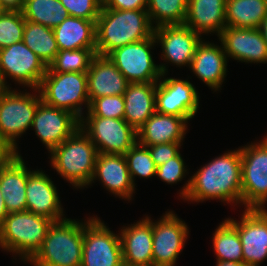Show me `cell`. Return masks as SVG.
I'll use <instances>...</instances> for the list:
<instances>
[{"mask_svg": "<svg viewBox=\"0 0 267 266\" xmlns=\"http://www.w3.org/2000/svg\"><path fill=\"white\" fill-rule=\"evenodd\" d=\"M179 196L191 202L219 199L242 203L240 148L228 151L198 169L182 187Z\"/></svg>", "mask_w": 267, "mask_h": 266, "instance_id": "obj_1", "label": "cell"}, {"mask_svg": "<svg viewBox=\"0 0 267 266\" xmlns=\"http://www.w3.org/2000/svg\"><path fill=\"white\" fill-rule=\"evenodd\" d=\"M146 9L115 10L102 6L96 20V54L107 56L127 44L145 40L154 34Z\"/></svg>", "mask_w": 267, "mask_h": 266, "instance_id": "obj_2", "label": "cell"}, {"mask_svg": "<svg viewBox=\"0 0 267 266\" xmlns=\"http://www.w3.org/2000/svg\"><path fill=\"white\" fill-rule=\"evenodd\" d=\"M49 153L51 166L60 176L76 188L89 186L98 151L80 127Z\"/></svg>", "mask_w": 267, "mask_h": 266, "instance_id": "obj_3", "label": "cell"}, {"mask_svg": "<svg viewBox=\"0 0 267 266\" xmlns=\"http://www.w3.org/2000/svg\"><path fill=\"white\" fill-rule=\"evenodd\" d=\"M83 222L66 218L53 222L41 249L29 261L33 266H81Z\"/></svg>", "mask_w": 267, "mask_h": 266, "instance_id": "obj_4", "label": "cell"}, {"mask_svg": "<svg viewBox=\"0 0 267 266\" xmlns=\"http://www.w3.org/2000/svg\"><path fill=\"white\" fill-rule=\"evenodd\" d=\"M53 222L28 211L10 213L0 227V248L28 262L41 249Z\"/></svg>", "mask_w": 267, "mask_h": 266, "instance_id": "obj_5", "label": "cell"}, {"mask_svg": "<svg viewBox=\"0 0 267 266\" xmlns=\"http://www.w3.org/2000/svg\"><path fill=\"white\" fill-rule=\"evenodd\" d=\"M34 91L40 93L47 105L67 110L79 120L84 114L82 106L87 105L86 111L89 109L87 72H46Z\"/></svg>", "mask_w": 267, "mask_h": 266, "instance_id": "obj_6", "label": "cell"}, {"mask_svg": "<svg viewBox=\"0 0 267 266\" xmlns=\"http://www.w3.org/2000/svg\"><path fill=\"white\" fill-rule=\"evenodd\" d=\"M0 96V143L9 153L19 154L16 139L31 128L40 93L10 90Z\"/></svg>", "mask_w": 267, "mask_h": 266, "instance_id": "obj_7", "label": "cell"}, {"mask_svg": "<svg viewBox=\"0 0 267 266\" xmlns=\"http://www.w3.org/2000/svg\"><path fill=\"white\" fill-rule=\"evenodd\" d=\"M155 44L156 39L153 34L145 40L119 47L107 56L129 83H157L162 75H167L168 69L166 64H155L151 54Z\"/></svg>", "mask_w": 267, "mask_h": 266, "instance_id": "obj_8", "label": "cell"}, {"mask_svg": "<svg viewBox=\"0 0 267 266\" xmlns=\"http://www.w3.org/2000/svg\"><path fill=\"white\" fill-rule=\"evenodd\" d=\"M262 140L240 147L242 205L246 209L266 208L267 136Z\"/></svg>", "mask_w": 267, "mask_h": 266, "instance_id": "obj_9", "label": "cell"}, {"mask_svg": "<svg viewBox=\"0 0 267 266\" xmlns=\"http://www.w3.org/2000/svg\"><path fill=\"white\" fill-rule=\"evenodd\" d=\"M80 128L100 154L124 155L137 142V131L124 119L83 116Z\"/></svg>", "mask_w": 267, "mask_h": 266, "instance_id": "obj_10", "label": "cell"}, {"mask_svg": "<svg viewBox=\"0 0 267 266\" xmlns=\"http://www.w3.org/2000/svg\"><path fill=\"white\" fill-rule=\"evenodd\" d=\"M123 263L119 234H114L100 218L83 223L81 266H120Z\"/></svg>", "mask_w": 267, "mask_h": 266, "instance_id": "obj_11", "label": "cell"}, {"mask_svg": "<svg viewBox=\"0 0 267 266\" xmlns=\"http://www.w3.org/2000/svg\"><path fill=\"white\" fill-rule=\"evenodd\" d=\"M47 68L23 41L0 49V72L6 85L9 77L24 87L38 89Z\"/></svg>", "mask_w": 267, "mask_h": 266, "instance_id": "obj_12", "label": "cell"}, {"mask_svg": "<svg viewBox=\"0 0 267 266\" xmlns=\"http://www.w3.org/2000/svg\"><path fill=\"white\" fill-rule=\"evenodd\" d=\"M188 234L186 223L172 211L157 222L152 221L153 266H175Z\"/></svg>", "mask_w": 267, "mask_h": 266, "instance_id": "obj_13", "label": "cell"}, {"mask_svg": "<svg viewBox=\"0 0 267 266\" xmlns=\"http://www.w3.org/2000/svg\"><path fill=\"white\" fill-rule=\"evenodd\" d=\"M156 83V111L192 119L199 108V95L188 80L173 77L164 78Z\"/></svg>", "mask_w": 267, "mask_h": 266, "instance_id": "obj_14", "label": "cell"}, {"mask_svg": "<svg viewBox=\"0 0 267 266\" xmlns=\"http://www.w3.org/2000/svg\"><path fill=\"white\" fill-rule=\"evenodd\" d=\"M238 230L242 243L243 263L259 266L267 259V210L245 209L241 221L227 218Z\"/></svg>", "mask_w": 267, "mask_h": 266, "instance_id": "obj_15", "label": "cell"}, {"mask_svg": "<svg viewBox=\"0 0 267 266\" xmlns=\"http://www.w3.org/2000/svg\"><path fill=\"white\" fill-rule=\"evenodd\" d=\"M80 127V120L71 112L38 104L31 128L50 152L70 137Z\"/></svg>", "mask_w": 267, "mask_h": 266, "instance_id": "obj_16", "label": "cell"}, {"mask_svg": "<svg viewBox=\"0 0 267 266\" xmlns=\"http://www.w3.org/2000/svg\"><path fill=\"white\" fill-rule=\"evenodd\" d=\"M156 43L162 49V58L179 67L191 66L196 46L201 36L189 27L182 25H163L154 28Z\"/></svg>", "mask_w": 267, "mask_h": 266, "instance_id": "obj_17", "label": "cell"}, {"mask_svg": "<svg viewBox=\"0 0 267 266\" xmlns=\"http://www.w3.org/2000/svg\"><path fill=\"white\" fill-rule=\"evenodd\" d=\"M218 38L227 58L246 63H267V44L259 28L226 26Z\"/></svg>", "mask_w": 267, "mask_h": 266, "instance_id": "obj_18", "label": "cell"}, {"mask_svg": "<svg viewBox=\"0 0 267 266\" xmlns=\"http://www.w3.org/2000/svg\"><path fill=\"white\" fill-rule=\"evenodd\" d=\"M57 191L49 175L42 170H28L25 192L26 210L47 217L54 222L66 219V217L63 218V208Z\"/></svg>", "mask_w": 267, "mask_h": 266, "instance_id": "obj_19", "label": "cell"}, {"mask_svg": "<svg viewBox=\"0 0 267 266\" xmlns=\"http://www.w3.org/2000/svg\"><path fill=\"white\" fill-rule=\"evenodd\" d=\"M28 168L20 154L10 153L0 163V188L8 213L27 211Z\"/></svg>", "mask_w": 267, "mask_h": 266, "instance_id": "obj_20", "label": "cell"}, {"mask_svg": "<svg viewBox=\"0 0 267 266\" xmlns=\"http://www.w3.org/2000/svg\"><path fill=\"white\" fill-rule=\"evenodd\" d=\"M123 262L133 266H153L152 220L146 216L119 233Z\"/></svg>", "mask_w": 267, "mask_h": 266, "instance_id": "obj_21", "label": "cell"}, {"mask_svg": "<svg viewBox=\"0 0 267 266\" xmlns=\"http://www.w3.org/2000/svg\"><path fill=\"white\" fill-rule=\"evenodd\" d=\"M99 179L103 186L119 198L131 200L135 186L132 183L123 154L98 153L91 183Z\"/></svg>", "mask_w": 267, "mask_h": 266, "instance_id": "obj_22", "label": "cell"}, {"mask_svg": "<svg viewBox=\"0 0 267 266\" xmlns=\"http://www.w3.org/2000/svg\"><path fill=\"white\" fill-rule=\"evenodd\" d=\"M90 103L102 96L124 95L129 82L108 56L96 54L87 71Z\"/></svg>", "mask_w": 267, "mask_h": 266, "instance_id": "obj_23", "label": "cell"}, {"mask_svg": "<svg viewBox=\"0 0 267 266\" xmlns=\"http://www.w3.org/2000/svg\"><path fill=\"white\" fill-rule=\"evenodd\" d=\"M222 44L217 46L202 40L195 49L191 70L208 87L219 90L227 70V56Z\"/></svg>", "mask_w": 267, "mask_h": 266, "instance_id": "obj_24", "label": "cell"}, {"mask_svg": "<svg viewBox=\"0 0 267 266\" xmlns=\"http://www.w3.org/2000/svg\"><path fill=\"white\" fill-rule=\"evenodd\" d=\"M188 119L155 112L138 130L137 142L143 146L183 142Z\"/></svg>", "mask_w": 267, "mask_h": 266, "instance_id": "obj_25", "label": "cell"}, {"mask_svg": "<svg viewBox=\"0 0 267 266\" xmlns=\"http://www.w3.org/2000/svg\"><path fill=\"white\" fill-rule=\"evenodd\" d=\"M226 0H188L184 25L200 36L217 33L226 28Z\"/></svg>", "mask_w": 267, "mask_h": 266, "instance_id": "obj_26", "label": "cell"}, {"mask_svg": "<svg viewBox=\"0 0 267 266\" xmlns=\"http://www.w3.org/2000/svg\"><path fill=\"white\" fill-rule=\"evenodd\" d=\"M123 97L124 120L137 131L156 112V83H129Z\"/></svg>", "mask_w": 267, "mask_h": 266, "instance_id": "obj_27", "label": "cell"}, {"mask_svg": "<svg viewBox=\"0 0 267 266\" xmlns=\"http://www.w3.org/2000/svg\"><path fill=\"white\" fill-rule=\"evenodd\" d=\"M96 23L78 17H67L53 31L60 51L96 49Z\"/></svg>", "mask_w": 267, "mask_h": 266, "instance_id": "obj_28", "label": "cell"}, {"mask_svg": "<svg viewBox=\"0 0 267 266\" xmlns=\"http://www.w3.org/2000/svg\"><path fill=\"white\" fill-rule=\"evenodd\" d=\"M226 26L259 28L267 16L265 0H226Z\"/></svg>", "mask_w": 267, "mask_h": 266, "instance_id": "obj_29", "label": "cell"}, {"mask_svg": "<svg viewBox=\"0 0 267 266\" xmlns=\"http://www.w3.org/2000/svg\"><path fill=\"white\" fill-rule=\"evenodd\" d=\"M23 43L48 67L60 51L53 29L25 20Z\"/></svg>", "mask_w": 267, "mask_h": 266, "instance_id": "obj_30", "label": "cell"}, {"mask_svg": "<svg viewBox=\"0 0 267 266\" xmlns=\"http://www.w3.org/2000/svg\"><path fill=\"white\" fill-rule=\"evenodd\" d=\"M24 19L54 29L69 13L59 0H25L21 10Z\"/></svg>", "mask_w": 267, "mask_h": 266, "instance_id": "obj_31", "label": "cell"}, {"mask_svg": "<svg viewBox=\"0 0 267 266\" xmlns=\"http://www.w3.org/2000/svg\"><path fill=\"white\" fill-rule=\"evenodd\" d=\"M213 246L217 261L243 263L242 243L238 230L227 219L220 223L213 234Z\"/></svg>", "mask_w": 267, "mask_h": 266, "instance_id": "obj_32", "label": "cell"}, {"mask_svg": "<svg viewBox=\"0 0 267 266\" xmlns=\"http://www.w3.org/2000/svg\"><path fill=\"white\" fill-rule=\"evenodd\" d=\"M187 7L188 0H147L146 10L151 24L159 27L184 24Z\"/></svg>", "mask_w": 267, "mask_h": 266, "instance_id": "obj_33", "label": "cell"}, {"mask_svg": "<svg viewBox=\"0 0 267 266\" xmlns=\"http://www.w3.org/2000/svg\"><path fill=\"white\" fill-rule=\"evenodd\" d=\"M95 55L96 49L59 51L46 72H87Z\"/></svg>", "mask_w": 267, "mask_h": 266, "instance_id": "obj_34", "label": "cell"}, {"mask_svg": "<svg viewBox=\"0 0 267 266\" xmlns=\"http://www.w3.org/2000/svg\"><path fill=\"white\" fill-rule=\"evenodd\" d=\"M129 174L133 185L135 186V176L140 178H151L156 176L157 166L152 160L150 152L147 147L136 142L124 154Z\"/></svg>", "mask_w": 267, "mask_h": 266, "instance_id": "obj_35", "label": "cell"}, {"mask_svg": "<svg viewBox=\"0 0 267 266\" xmlns=\"http://www.w3.org/2000/svg\"><path fill=\"white\" fill-rule=\"evenodd\" d=\"M24 27L21 11H6L0 16V49L23 41Z\"/></svg>", "mask_w": 267, "mask_h": 266, "instance_id": "obj_36", "label": "cell"}, {"mask_svg": "<svg viewBox=\"0 0 267 266\" xmlns=\"http://www.w3.org/2000/svg\"><path fill=\"white\" fill-rule=\"evenodd\" d=\"M125 101L123 95H108L94 99L86 116L124 119Z\"/></svg>", "mask_w": 267, "mask_h": 266, "instance_id": "obj_37", "label": "cell"}, {"mask_svg": "<svg viewBox=\"0 0 267 266\" xmlns=\"http://www.w3.org/2000/svg\"><path fill=\"white\" fill-rule=\"evenodd\" d=\"M69 16L92 20L96 23L103 6V0H59Z\"/></svg>", "mask_w": 267, "mask_h": 266, "instance_id": "obj_38", "label": "cell"}, {"mask_svg": "<svg viewBox=\"0 0 267 266\" xmlns=\"http://www.w3.org/2000/svg\"><path fill=\"white\" fill-rule=\"evenodd\" d=\"M184 160L179 153L177 156L171 158L168 162L157 167L156 176L163 182L168 184H176L182 181L187 169L185 168Z\"/></svg>", "mask_w": 267, "mask_h": 266, "instance_id": "obj_39", "label": "cell"}, {"mask_svg": "<svg viewBox=\"0 0 267 266\" xmlns=\"http://www.w3.org/2000/svg\"><path fill=\"white\" fill-rule=\"evenodd\" d=\"M181 143L182 142L161 143L146 147L150 152L152 160L158 167L180 153L179 148H181Z\"/></svg>", "mask_w": 267, "mask_h": 266, "instance_id": "obj_40", "label": "cell"}, {"mask_svg": "<svg viewBox=\"0 0 267 266\" xmlns=\"http://www.w3.org/2000/svg\"><path fill=\"white\" fill-rule=\"evenodd\" d=\"M103 5L115 10L146 9L147 0H103Z\"/></svg>", "mask_w": 267, "mask_h": 266, "instance_id": "obj_41", "label": "cell"}, {"mask_svg": "<svg viewBox=\"0 0 267 266\" xmlns=\"http://www.w3.org/2000/svg\"><path fill=\"white\" fill-rule=\"evenodd\" d=\"M25 0H0L7 11H21Z\"/></svg>", "mask_w": 267, "mask_h": 266, "instance_id": "obj_42", "label": "cell"}, {"mask_svg": "<svg viewBox=\"0 0 267 266\" xmlns=\"http://www.w3.org/2000/svg\"><path fill=\"white\" fill-rule=\"evenodd\" d=\"M4 196L1 193V188H0V227L2 226L4 219L7 217L9 214L6 207H5V201H4Z\"/></svg>", "mask_w": 267, "mask_h": 266, "instance_id": "obj_43", "label": "cell"}, {"mask_svg": "<svg viewBox=\"0 0 267 266\" xmlns=\"http://www.w3.org/2000/svg\"><path fill=\"white\" fill-rule=\"evenodd\" d=\"M259 30L262 33V36L267 44V16L262 20Z\"/></svg>", "mask_w": 267, "mask_h": 266, "instance_id": "obj_44", "label": "cell"}, {"mask_svg": "<svg viewBox=\"0 0 267 266\" xmlns=\"http://www.w3.org/2000/svg\"><path fill=\"white\" fill-rule=\"evenodd\" d=\"M216 266H246L244 263L234 261H217Z\"/></svg>", "mask_w": 267, "mask_h": 266, "instance_id": "obj_45", "label": "cell"}, {"mask_svg": "<svg viewBox=\"0 0 267 266\" xmlns=\"http://www.w3.org/2000/svg\"><path fill=\"white\" fill-rule=\"evenodd\" d=\"M9 89V85H6L4 82V79L2 77V74L0 72V96L5 93Z\"/></svg>", "mask_w": 267, "mask_h": 266, "instance_id": "obj_46", "label": "cell"}, {"mask_svg": "<svg viewBox=\"0 0 267 266\" xmlns=\"http://www.w3.org/2000/svg\"><path fill=\"white\" fill-rule=\"evenodd\" d=\"M9 151L0 143V163L9 155Z\"/></svg>", "mask_w": 267, "mask_h": 266, "instance_id": "obj_47", "label": "cell"}, {"mask_svg": "<svg viewBox=\"0 0 267 266\" xmlns=\"http://www.w3.org/2000/svg\"><path fill=\"white\" fill-rule=\"evenodd\" d=\"M7 10L3 7V5L0 3V16H2Z\"/></svg>", "mask_w": 267, "mask_h": 266, "instance_id": "obj_48", "label": "cell"}, {"mask_svg": "<svg viewBox=\"0 0 267 266\" xmlns=\"http://www.w3.org/2000/svg\"><path fill=\"white\" fill-rule=\"evenodd\" d=\"M120 266H133V265H129L123 262Z\"/></svg>", "mask_w": 267, "mask_h": 266, "instance_id": "obj_49", "label": "cell"}]
</instances>
